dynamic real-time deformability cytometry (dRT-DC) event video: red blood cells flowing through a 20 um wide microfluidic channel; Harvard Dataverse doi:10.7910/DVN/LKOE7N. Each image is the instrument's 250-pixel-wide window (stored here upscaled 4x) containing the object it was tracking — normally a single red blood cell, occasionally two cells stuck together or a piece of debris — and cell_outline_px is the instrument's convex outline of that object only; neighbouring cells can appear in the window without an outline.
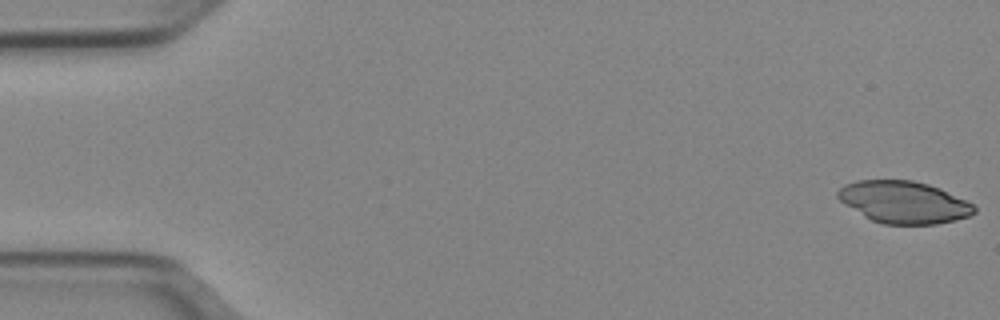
{"species": "Egyptian fruit bat (a non-hibernating species)", "species_latin": "Rousettus aegyptiacus", "temperature_condition": "cold", "stored_images_in_passage": 51, "camera_frame_rate_fps": 3000, "um_per_image_px": 0.085, "animal": {"sex": "female"}, "frame": {"image": 1, "passage_image": 1, "time_ms": 0.0, "image_size_px": [1000, 320], "cell_outline_px": [[976, 212], [968, 216], [956, 220], [936, 224], [884, 224], [872, 220], [864, 216], [844, 204], [836, 196], [836, 192], [844, 184], [856, 180], [912, 180], [928, 184], [940, 188], [972, 204], [976, 208]], "centroid_in_image_um": [76.79, 17.18], "position_along_channel_um": 8.2, "area_um2": 33.35}}